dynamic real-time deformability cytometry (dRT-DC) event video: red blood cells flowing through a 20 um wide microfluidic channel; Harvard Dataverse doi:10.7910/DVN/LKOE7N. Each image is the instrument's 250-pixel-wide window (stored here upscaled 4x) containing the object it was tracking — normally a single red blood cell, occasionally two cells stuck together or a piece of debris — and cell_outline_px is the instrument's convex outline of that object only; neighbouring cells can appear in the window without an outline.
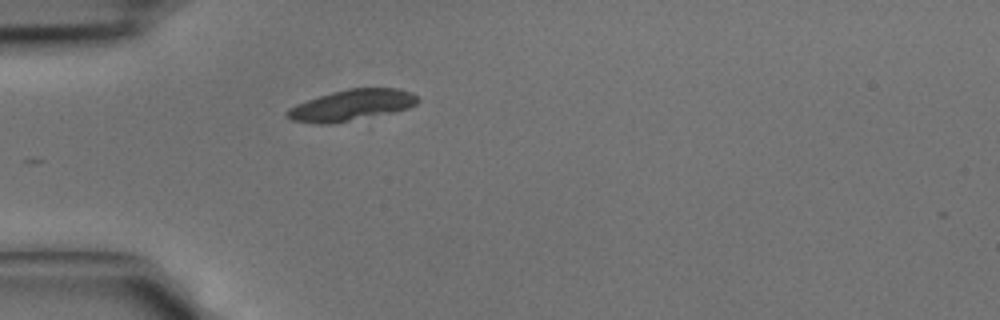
{"species": "common noctule bat (a hibernating species)", "species_latin": "Nyctalus noctula", "temperature_condition": "cold", "stored_images_in_passage": 12, "camera_frame_rate_fps": 3000, "um_per_image_px": 0.085, "animal": {"sex": "male", "body_mass_g": 15.6}, "frame": {"image": 1, "passage_image": 1, "time_ms": 0.0, "image_size_px": [1000, 320], "cell_outline_px": [[420, 100], [416, 104], [408, 108], [392, 112], [332, 124], [320, 124], [292, 120], [284, 116], [284, 112], [288, 108], [296, 104], [332, 92], [348, 88], [396, 88], [412, 92]], "centroid_in_image_um": [29.85, 8.94], "position_along_channel_um": 55.1, "area_um2": 23.52}}